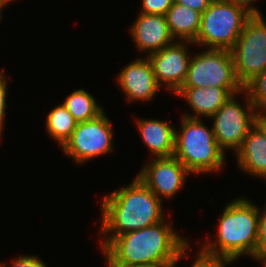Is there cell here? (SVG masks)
<instances>
[{
  "mask_svg": "<svg viewBox=\"0 0 266 267\" xmlns=\"http://www.w3.org/2000/svg\"><path fill=\"white\" fill-rule=\"evenodd\" d=\"M103 250L116 236L153 226L164 221L163 204L137 176L127 186L101 199ZM106 236V237H105Z\"/></svg>",
  "mask_w": 266,
  "mask_h": 267,
  "instance_id": "obj_2",
  "label": "cell"
},
{
  "mask_svg": "<svg viewBox=\"0 0 266 267\" xmlns=\"http://www.w3.org/2000/svg\"><path fill=\"white\" fill-rule=\"evenodd\" d=\"M233 262L232 259H221L204 251V267H227Z\"/></svg>",
  "mask_w": 266,
  "mask_h": 267,
  "instance_id": "obj_26",
  "label": "cell"
},
{
  "mask_svg": "<svg viewBox=\"0 0 266 267\" xmlns=\"http://www.w3.org/2000/svg\"><path fill=\"white\" fill-rule=\"evenodd\" d=\"M117 80L128 102L150 101L161 88L147 56L135 59L124 66L118 73Z\"/></svg>",
  "mask_w": 266,
  "mask_h": 267,
  "instance_id": "obj_12",
  "label": "cell"
},
{
  "mask_svg": "<svg viewBox=\"0 0 266 267\" xmlns=\"http://www.w3.org/2000/svg\"><path fill=\"white\" fill-rule=\"evenodd\" d=\"M138 15L129 30L135 47L141 52L146 51L148 53L145 56L158 52L175 42L169 32L165 15L146 13H139Z\"/></svg>",
  "mask_w": 266,
  "mask_h": 267,
  "instance_id": "obj_13",
  "label": "cell"
},
{
  "mask_svg": "<svg viewBox=\"0 0 266 267\" xmlns=\"http://www.w3.org/2000/svg\"><path fill=\"white\" fill-rule=\"evenodd\" d=\"M238 167L254 177H266V136L253 125L235 152Z\"/></svg>",
  "mask_w": 266,
  "mask_h": 267,
  "instance_id": "obj_16",
  "label": "cell"
},
{
  "mask_svg": "<svg viewBox=\"0 0 266 267\" xmlns=\"http://www.w3.org/2000/svg\"><path fill=\"white\" fill-rule=\"evenodd\" d=\"M174 0H142L140 13L166 15Z\"/></svg>",
  "mask_w": 266,
  "mask_h": 267,
  "instance_id": "obj_21",
  "label": "cell"
},
{
  "mask_svg": "<svg viewBox=\"0 0 266 267\" xmlns=\"http://www.w3.org/2000/svg\"><path fill=\"white\" fill-rule=\"evenodd\" d=\"M0 267H6V264H4L3 262L0 263Z\"/></svg>",
  "mask_w": 266,
  "mask_h": 267,
  "instance_id": "obj_33",
  "label": "cell"
},
{
  "mask_svg": "<svg viewBox=\"0 0 266 267\" xmlns=\"http://www.w3.org/2000/svg\"><path fill=\"white\" fill-rule=\"evenodd\" d=\"M176 3L191 8L201 14L208 8L213 0H174Z\"/></svg>",
  "mask_w": 266,
  "mask_h": 267,
  "instance_id": "obj_25",
  "label": "cell"
},
{
  "mask_svg": "<svg viewBox=\"0 0 266 267\" xmlns=\"http://www.w3.org/2000/svg\"><path fill=\"white\" fill-rule=\"evenodd\" d=\"M112 124L105 112L96 119L78 122L71 137L61 147L77 165L114 151Z\"/></svg>",
  "mask_w": 266,
  "mask_h": 267,
  "instance_id": "obj_9",
  "label": "cell"
},
{
  "mask_svg": "<svg viewBox=\"0 0 266 267\" xmlns=\"http://www.w3.org/2000/svg\"><path fill=\"white\" fill-rule=\"evenodd\" d=\"M11 267H47V265L38 256L22 255L13 259Z\"/></svg>",
  "mask_w": 266,
  "mask_h": 267,
  "instance_id": "obj_24",
  "label": "cell"
},
{
  "mask_svg": "<svg viewBox=\"0 0 266 267\" xmlns=\"http://www.w3.org/2000/svg\"><path fill=\"white\" fill-rule=\"evenodd\" d=\"M242 94L246 95L244 97L246 105H241L236 100L240 93L233 94L211 117L214 138L223 152L227 149L237 152L254 125L256 108L245 89Z\"/></svg>",
  "mask_w": 266,
  "mask_h": 267,
  "instance_id": "obj_8",
  "label": "cell"
},
{
  "mask_svg": "<svg viewBox=\"0 0 266 267\" xmlns=\"http://www.w3.org/2000/svg\"><path fill=\"white\" fill-rule=\"evenodd\" d=\"M196 254L197 256H195V260L192 262L193 264L191 267H204V250L200 248Z\"/></svg>",
  "mask_w": 266,
  "mask_h": 267,
  "instance_id": "obj_29",
  "label": "cell"
},
{
  "mask_svg": "<svg viewBox=\"0 0 266 267\" xmlns=\"http://www.w3.org/2000/svg\"><path fill=\"white\" fill-rule=\"evenodd\" d=\"M244 89L256 109H266V70L249 82Z\"/></svg>",
  "mask_w": 266,
  "mask_h": 267,
  "instance_id": "obj_20",
  "label": "cell"
},
{
  "mask_svg": "<svg viewBox=\"0 0 266 267\" xmlns=\"http://www.w3.org/2000/svg\"><path fill=\"white\" fill-rule=\"evenodd\" d=\"M233 1H235V2H240V3H243V4H245V5H247L252 11H254V12H260V10L257 8V7H255L253 4H255V2L257 1V0H233ZM255 1V2H254ZM254 2V3H253ZM257 8V9H256Z\"/></svg>",
  "mask_w": 266,
  "mask_h": 267,
  "instance_id": "obj_30",
  "label": "cell"
},
{
  "mask_svg": "<svg viewBox=\"0 0 266 267\" xmlns=\"http://www.w3.org/2000/svg\"><path fill=\"white\" fill-rule=\"evenodd\" d=\"M104 257L106 259V267H157L149 264H138V265H122V264H114L105 254Z\"/></svg>",
  "mask_w": 266,
  "mask_h": 267,
  "instance_id": "obj_28",
  "label": "cell"
},
{
  "mask_svg": "<svg viewBox=\"0 0 266 267\" xmlns=\"http://www.w3.org/2000/svg\"><path fill=\"white\" fill-rule=\"evenodd\" d=\"M11 1H14V0H0V22H1V19H2V11H3V7L5 8V6L8 4V3H11Z\"/></svg>",
  "mask_w": 266,
  "mask_h": 267,
  "instance_id": "obj_31",
  "label": "cell"
},
{
  "mask_svg": "<svg viewBox=\"0 0 266 267\" xmlns=\"http://www.w3.org/2000/svg\"><path fill=\"white\" fill-rule=\"evenodd\" d=\"M7 79L3 73V71H0V131L3 133L4 130V123L5 122V115H6V108H7Z\"/></svg>",
  "mask_w": 266,
  "mask_h": 267,
  "instance_id": "obj_23",
  "label": "cell"
},
{
  "mask_svg": "<svg viewBox=\"0 0 266 267\" xmlns=\"http://www.w3.org/2000/svg\"><path fill=\"white\" fill-rule=\"evenodd\" d=\"M181 87L227 88L232 94L242 93L229 50L209 49L191 56L187 76Z\"/></svg>",
  "mask_w": 266,
  "mask_h": 267,
  "instance_id": "obj_6",
  "label": "cell"
},
{
  "mask_svg": "<svg viewBox=\"0 0 266 267\" xmlns=\"http://www.w3.org/2000/svg\"><path fill=\"white\" fill-rule=\"evenodd\" d=\"M258 262H261L263 267H266V253L258 260Z\"/></svg>",
  "mask_w": 266,
  "mask_h": 267,
  "instance_id": "obj_32",
  "label": "cell"
},
{
  "mask_svg": "<svg viewBox=\"0 0 266 267\" xmlns=\"http://www.w3.org/2000/svg\"><path fill=\"white\" fill-rule=\"evenodd\" d=\"M260 209V217L258 224L256 261H258L266 253V206Z\"/></svg>",
  "mask_w": 266,
  "mask_h": 267,
  "instance_id": "obj_22",
  "label": "cell"
},
{
  "mask_svg": "<svg viewBox=\"0 0 266 267\" xmlns=\"http://www.w3.org/2000/svg\"><path fill=\"white\" fill-rule=\"evenodd\" d=\"M165 220L116 236L103 250L114 264L176 267L190 244Z\"/></svg>",
  "mask_w": 266,
  "mask_h": 267,
  "instance_id": "obj_1",
  "label": "cell"
},
{
  "mask_svg": "<svg viewBox=\"0 0 266 267\" xmlns=\"http://www.w3.org/2000/svg\"><path fill=\"white\" fill-rule=\"evenodd\" d=\"M260 208L239 197L227 203L218 221L217 238L201 244V249L221 259L237 260L247 255L256 260Z\"/></svg>",
  "mask_w": 266,
  "mask_h": 267,
  "instance_id": "obj_3",
  "label": "cell"
},
{
  "mask_svg": "<svg viewBox=\"0 0 266 267\" xmlns=\"http://www.w3.org/2000/svg\"><path fill=\"white\" fill-rule=\"evenodd\" d=\"M62 104L77 122L96 119L104 112L94 96L83 88L70 93Z\"/></svg>",
  "mask_w": 266,
  "mask_h": 267,
  "instance_id": "obj_18",
  "label": "cell"
},
{
  "mask_svg": "<svg viewBox=\"0 0 266 267\" xmlns=\"http://www.w3.org/2000/svg\"><path fill=\"white\" fill-rule=\"evenodd\" d=\"M175 95L183 97L195 114H184V117L210 119L233 94L227 88L181 87Z\"/></svg>",
  "mask_w": 266,
  "mask_h": 267,
  "instance_id": "obj_14",
  "label": "cell"
},
{
  "mask_svg": "<svg viewBox=\"0 0 266 267\" xmlns=\"http://www.w3.org/2000/svg\"><path fill=\"white\" fill-rule=\"evenodd\" d=\"M230 52L237 79L243 87L266 70V22L261 11L253 12L246 20Z\"/></svg>",
  "mask_w": 266,
  "mask_h": 267,
  "instance_id": "obj_7",
  "label": "cell"
},
{
  "mask_svg": "<svg viewBox=\"0 0 266 267\" xmlns=\"http://www.w3.org/2000/svg\"><path fill=\"white\" fill-rule=\"evenodd\" d=\"M169 32L175 41L194 42L198 36L201 13L174 1L166 13Z\"/></svg>",
  "mask_w": 266,
  "mask_h": 267,
  "instance_id": "obj_17",
  "label": "cell"
},
{
  "mask_svg": "<svg viewBox=\"0 0 266 267\" xmlns=\"http://www.w3.org/2000/svg\"><path fill=\"white\" fill-rule=\"evenodd\" d=\"M253 12L240 2L213 0L201 14L200 29L194 45L230 51Z\"/></svg>",
  "mask_w": 266,
  "mask_h": 267,
  "instance_id": "obj_5",
  "label": "cell"
},
{
  "mask_svg": "<svg viewBox=\"0 0 266 267\" xmlns=\"http://www.w3.org/2000/svg\"><path fill=\"white\" fill-rule=\"evenodd\" d=\"M137 177L160 199H171L185 185L190 172L174 156L152 158ZM162 197V198H161Z\"/></svg>",
  "mask_w": 266,
  "mask_h": 267,
  "instance_id": "obj_10",
  "label": "cell"
},
{
  "mask_svg": "<svg viewBox=\"0 0 266 267\" xmlns=\"http://www.w3.org/2000/svg\"><path fill=\"white\" fill-rule=\"evenodd\" d=\"M77 121L71 113L60 104L54 107L46 118L47 133L52 139L56 140L60 148L71 137L72 132L76 128Z\"/></svg>",
  "mask_w": 266,
  "mask_h": 267,
  "instance_id": "obj_19",
  "label": "cell"
},
{
  "mask_svg": "<svg viewBox=\"0 0 266 267\" xmlns=\"http://www.w3.org/2000/svg\"><path fill=\"white\" fill-rule=\"evenodd\" d=\"M254 125L266 136V109H256Z\"/></svg>",
  "mask_w": 266,
  "mask_h": 267,
  "instance_id": "obj_27",
  "label": "cell"
},
{
  "mask_svg": "<svg viewBox=\"0 0 266 267\" xmlns=\"http://www.w3.org/2000/svg\"><path fill=\"white\" fill-rule=\"evenodd\" d=\"M181 129H175L176 157L192 174L218 172L225 164V153L214 138L213 128L202 119L182 117Z\"/></svg>",
  "mask_w": 266,
  "mask_h": 267,
  "instance_id": "obj_4",
  "label": "cell"
},
{
  "mask_svg": "<svg viewBox=\"0 0 266 267\" xmlns=\"http://www.w3.org/2000/svg\"><path fill=\"white\" fill-rule=\"evenodd\" d=\"M169 121L136 118L141 139L154 158L171 157L175 150V126Z\"/></svg>",
  "mask_w": 266,
  "mask_h": 267,
  "instance_id": "obj_15",
  "label": "cell"
},
{
  "mask_svg": "<svg viewBox=\"0 0 266 267\" xmlns=\"http://www.w3.org/2000/svg\"><path fill=\"white\" fill-rule=\"evenodd\" d=\"M191 44L193 45L194 43L190 41H175L162 50L147 55L160 87L164 85L166 90L174 94L181 88L186 79L191 59L188 52V47Z\"/></svg>",
  "mask_w": 266,
  "mask_h": 267,
  "instance_id": "obj_11",
  "label": "cell"
}]
</instances>
